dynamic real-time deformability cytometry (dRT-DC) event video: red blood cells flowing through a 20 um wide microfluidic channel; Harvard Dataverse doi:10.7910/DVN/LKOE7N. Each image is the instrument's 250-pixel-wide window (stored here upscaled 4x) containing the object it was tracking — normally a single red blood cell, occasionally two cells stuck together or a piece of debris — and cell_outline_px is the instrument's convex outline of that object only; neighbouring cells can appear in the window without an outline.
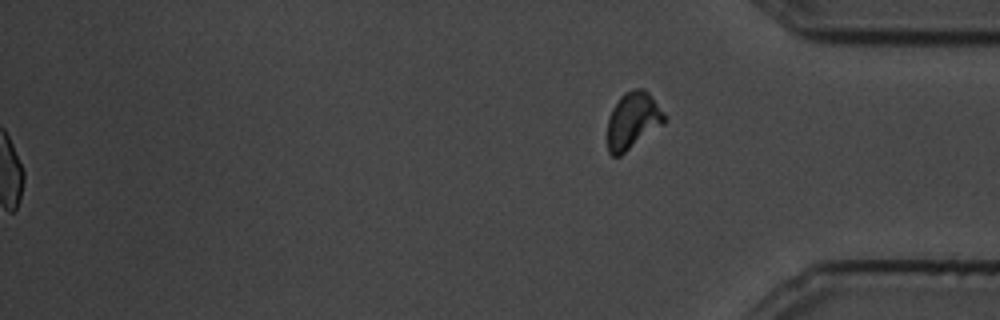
{"species": "common noctule bat (a hibernating species)", "species_latin": "Nyctalus noctula", "temperature_condition": "cold", "stored_images_in_passage": 82, "segment_of_instrument_passage": [2, 2], "camera_frame_rate_fps": 3000, "um_per_image_px": 0.085, "animal": {"sex": "male", "body_mass_g": 19.5, "forearm_length_mm": 54.6}, "frame": {"image": 1, "passage_image": 82, "time_ms": 27.0, "image_size_px": [1000, 320], "cell_outline_px": [[664, 124], [620, 156], [612, 156], [608, 152], [608, 120], [612, 108], [620, 96], [624, 92], [632, 88], [644, 88], [648, 92], [664, 112]], "centroid_in_image_um": [53.78, 10.23], "position_along_channel_um": 381.4, "area_um2": 18.84}}